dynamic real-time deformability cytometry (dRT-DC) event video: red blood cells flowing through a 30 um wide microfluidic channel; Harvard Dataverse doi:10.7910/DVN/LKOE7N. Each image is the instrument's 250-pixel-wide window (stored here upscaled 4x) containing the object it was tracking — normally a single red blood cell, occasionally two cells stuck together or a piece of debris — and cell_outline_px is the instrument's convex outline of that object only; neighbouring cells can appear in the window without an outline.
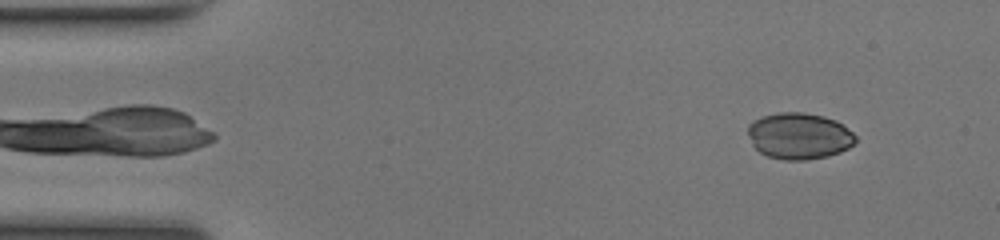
{"species": "common noctule bat (a hibernating species)", "species_latin": "Nyctalus noctula", "temperature_condition": "room temperature", "stored_images_in_passage": 47, "camera_frame_rate_fps": 3000, "um_per_image_px": 0.085, "animal": {"sex": "female", "body_mass_g": 17.0, "forearm_length_mm": 48.0}, "frame": {"image": 1, "passage_image": 3, "time_ms": 0.667, "image_size_px": [1000, 240], "cell_outline_px": [[856, 140], [848, 148], [840, 152], [828, 156], [804, 160], [784, 160], [768, 156], [760, 152], [752, 144], [748, 136], [748, 124], [752, 120], [764, 116], [780, 112], [804, 112], [824, 116], [836, 120], [852, 132], [856, 136]], "centroid_in_image_um": [67.91, 11.55], "position_along_channel_um": 17.1, "area_um2": 29.13}}
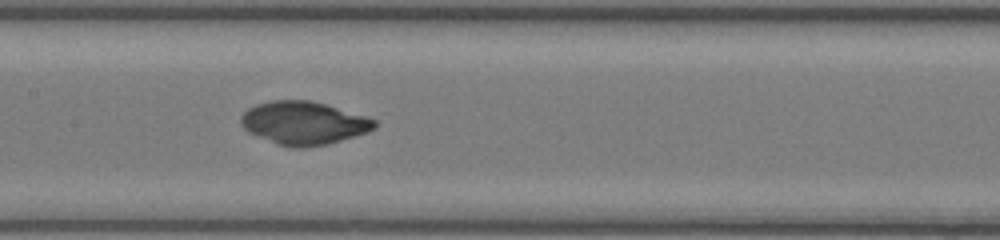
{"frame": {"image": 2, "passage_image": 22, "time_ms": 7.0, "image_size_px": [1000, 240], "cell_outline_px": [[376, 128], [368, 132], [328, 144], [304, 148], [292, 148], [276, 144], [248, 132], [240, 124], [240, 116], [248, 108], [256, 104], [272, 100], [312, 100], [364, 116], [376, 120]], "centroid_in_image_um": [25.78, 10.46], "position_along_channel_um": 181.6, "area_um2": 33.64}}
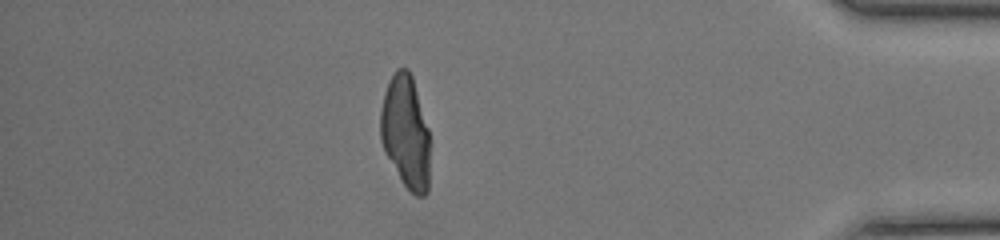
{"frame": {"image": 3, "passage_image": 41, "time_ms": 13.333, "image_size_px": [1000, 240], "cell_outline_px": [[428, 192], [424, 196], [416, 196], [404, 184], [384, 152], [380, 140], [380, 112], [384, 92], [396, 68], [408, 68], [412, 76], [428, 128]], "centroid_in_image_um": [34.45, 11.21], "position_along_channel_um": 400.7, "area_um2": 32.25}}